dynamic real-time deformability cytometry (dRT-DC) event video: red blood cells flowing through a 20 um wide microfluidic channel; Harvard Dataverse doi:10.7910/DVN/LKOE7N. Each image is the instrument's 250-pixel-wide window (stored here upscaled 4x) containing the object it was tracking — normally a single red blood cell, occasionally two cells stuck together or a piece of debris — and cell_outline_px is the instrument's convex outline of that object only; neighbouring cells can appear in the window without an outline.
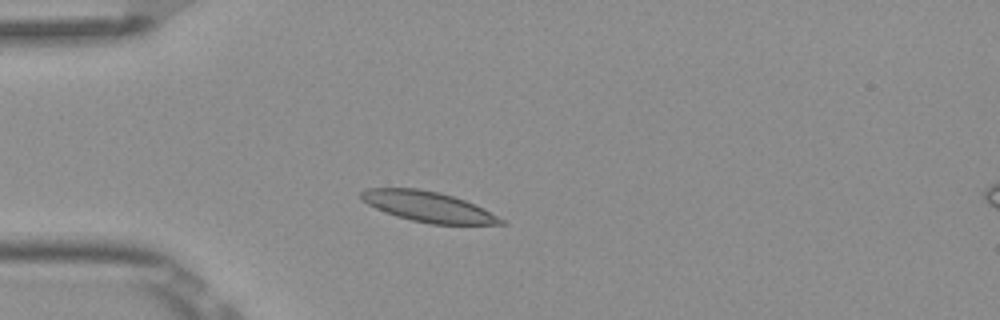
{"species": "Egyptian fruit bat (a non-hibernating species)", "species_latin": "Rousettus aegyptiacus", "temperature_condition": "room temperature", "stored_images_in_passage": 2, "camera_frame_rate_fps": 3000, "um_per_image_px": 0.085, "frame": {"image": 1, "passage_image": 2, "time_ms": 0.333, "image_size_px": [1000, 320], "cell_outline_px": [[508, 224], [432, 224], [412, 220], [396, 216], [384, 212], [368, 204], [360, 196], [360, 192], [364, 188], [416, 188], [440, 192], [464, 200], [484, 208], [504, 220]], "centroid_in_image_um": [36.38, 17.56], "position_along_channel_um": 48.6, "area_um2": 24.57}}